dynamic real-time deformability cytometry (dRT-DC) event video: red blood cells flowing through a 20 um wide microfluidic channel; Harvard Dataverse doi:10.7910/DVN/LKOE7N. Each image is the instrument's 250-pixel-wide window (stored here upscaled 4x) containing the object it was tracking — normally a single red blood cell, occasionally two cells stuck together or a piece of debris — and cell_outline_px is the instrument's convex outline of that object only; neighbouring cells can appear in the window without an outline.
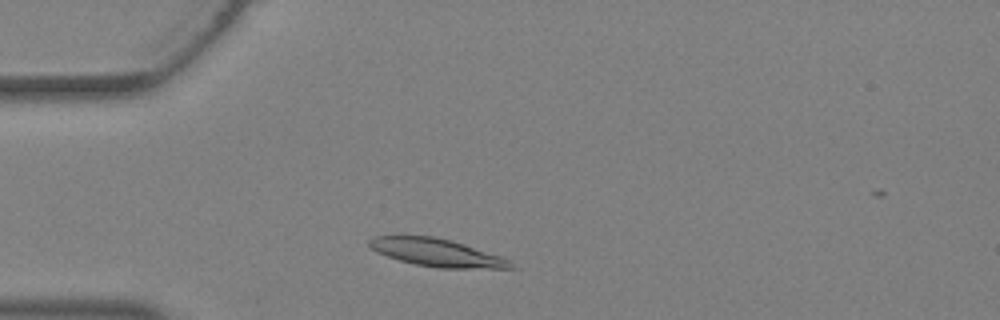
{"species": "Egyptian fruit bat (a non-hibernating species)", "species_latin": "Rousettus aegyptiacus", "temperature_condition": "warm", "stored_images_in_passage": 25, "camera_frame_rate_fps": 3000, "um_per_image_px": 0.085, "animal": {"sex": "female"}, "frame": {"image": 1, "passage_image": 4, "time_ms": 1.0, "image_size_px": [1000, 320], "cell_outline_px": [[516, 268], [440, 268], [416, 264], [400, 260], [376, 252], [368, 244], [368, 240], [376, 236], [432, 236], [448, 240], [500, 256], [512, 260]], "centroid_in_image_um": [37.13, 21.48], "position_along_channel_um": 47.9, "area_um2": 22.37}}
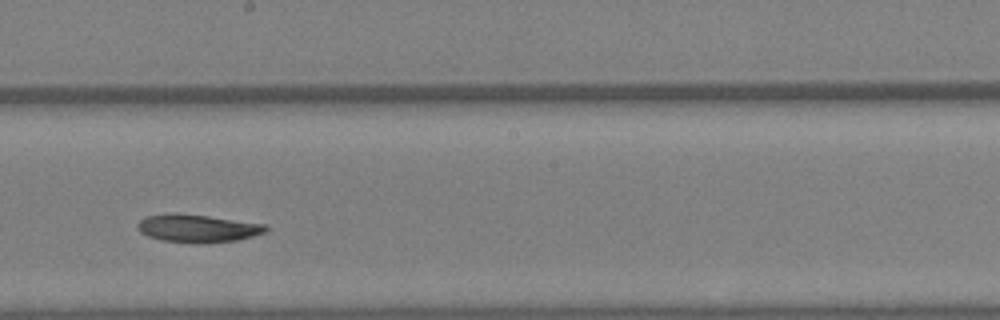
{"frame": {"image": 2, "passage_image": 15, "time_ms": 4.667, "image_size_px": [1000, 320], "cell_outline_px": [[268, 232], [236, 240], [200, 244], [196, 244], [160, 240], [148, 236], [140, 232], [136, 228], [136, 224], [140, 220], [148, 216], [208, 216], [268, 224]], "centroid_in_image_um": [16.88, 19.46], "position_along_channel_um": 231.3, "area_um2": 20.29}}
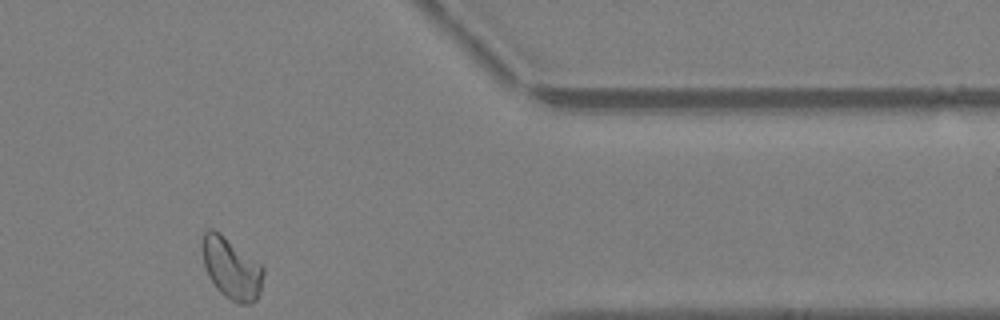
{"frame": {"image": 3, "passage_image": 25, "time_ms": 8.0, "image_size_px": [1000, 320], "cell_outline_px": [[264, 272], [260, 292], [256, 300], [252, 304], [236, 304], [224, 296], [216, 288], [208, 276], [204, 264], [204, 232], [208, 228], [212, 228], [220, 232], [260, 264], [264, 268]], "centroid_in_image_um": [19.7, 22.85], "position_along_channel_um": 391.7, "area_um2": 21.68}}